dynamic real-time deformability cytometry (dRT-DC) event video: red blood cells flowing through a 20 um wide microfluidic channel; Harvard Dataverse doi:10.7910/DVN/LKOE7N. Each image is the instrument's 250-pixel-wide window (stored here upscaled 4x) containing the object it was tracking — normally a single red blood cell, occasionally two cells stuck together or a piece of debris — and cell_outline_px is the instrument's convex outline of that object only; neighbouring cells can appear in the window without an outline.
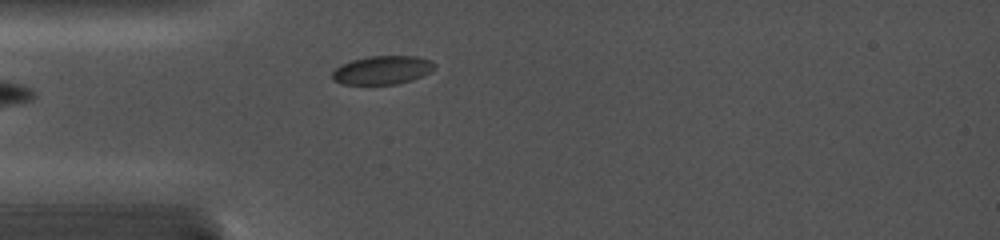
{"species": "common noctule bat (a hibernating species)", "species_latin": "Nyctalus noctula", "temperature_condition": "cold", "stored_images_in_passage": 16, "camera_frame_rate_fps": 5000, "um_per_image_px": 0.085, "animal": {"sex": "female", "body_mass_g": 19.0, "forearm_length_mm": 56.7}, "frame": {"image": 1, "passage_image": 1, "time_ms": 0.0, "image_size_px": [1000, 240], "cell_outline_px": [[436, 68], [412, 80], [396, 84], [340, 84], [332, 80], [332, 72], [340, 64], [352, 60], [368, 56], [416, 56], [432, 60], [436, 64]], "centroid_in_image_um": [32.48, 5.95], "position_along_channel_um": 52.5, "area_um2": 17.11}}
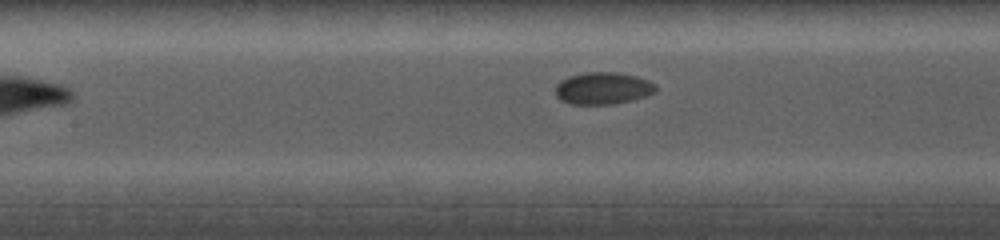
{"frame": {"image": 2, "passage_image": 8, "time_ms": 3.0, "image_size_px": [1000, 240], "cell_outline_px": [[656, 92], [632, 100], [612, 104], [572, 104], [560, 100], [556, 96], [556, 84], [560, 80], [568, 76], [584, 72], [616, 72], [636, 76], [648, 80], [656, 84]], "centroid_in_image_um": [51.23, 7.49], "position_along_channel_um": 156.2, "area_um2": 18.84}}
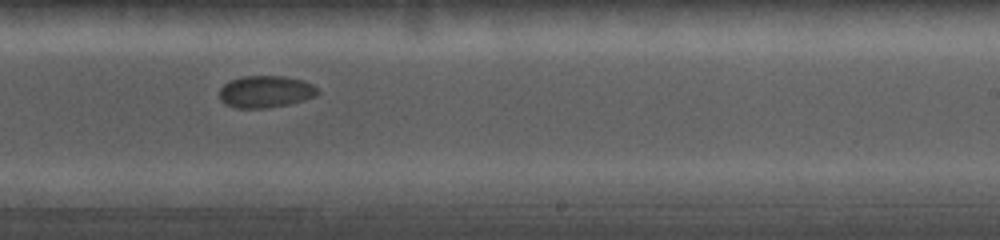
{"frame": {"image": 3, "passage_image": 15, "time_ms": 6.0, "image_size_px": [1000, 240], "cell_outline_px": [[320, 92], [316, 96], [304, 100], [288, 104], [264, 108], [236, 108], [224, 104], [220, 100], [220, 88], [224, 84], [232, 80], [244, 76], [284, 76], [304, 80], [320, 88]], "centroid_in_image_um": [22.61, 7.79], "position_along_channel_um": 266.4, "area_um2": 18.44}}